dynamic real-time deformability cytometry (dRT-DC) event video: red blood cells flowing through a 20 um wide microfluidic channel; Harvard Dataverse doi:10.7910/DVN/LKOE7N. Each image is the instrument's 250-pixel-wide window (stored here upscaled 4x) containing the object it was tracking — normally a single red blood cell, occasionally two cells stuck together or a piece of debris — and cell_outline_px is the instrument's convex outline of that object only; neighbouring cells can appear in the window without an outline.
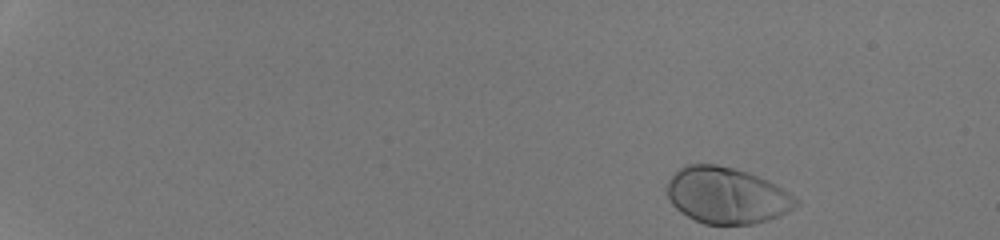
{"species": "human", "species_latin": "Homo sapiens", "temperature_condition": "room temperature", "stored_images_in_passage": 41, "camera_frame_rate_fps": 3000, "um_per_image_px": 0.085, "donor": {"sex": "male"}, "frame": {"image": 1, "passage_image": 1, "time_ms": 0.0, "image_size_px": [1000, 240], "cell_outline_px": [[800, 204], [788, 212], [768, 220], [752, 224], [704, 224], [680, 212], [672, 204], [668, 196], [668, 180], [680, 168], [688, 164], [716, 164], [748, 172], [768, 180], [788, 192], [800, 200]], "centroid_in_image_um": [61.8, 16.62], "position_along_channel_um": 23.2, "area_um2": 42.19}}
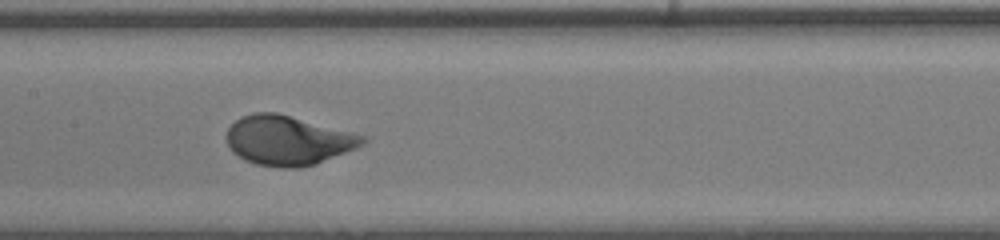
{"frame": {"image": 2, "passage_image": 24, "time_ms": 7.667, "image_size_px": [1000, 240], "cell_outline_px": [[368, 140], [364, 144], [356, 148], [316, 164], [296, 168], [280, 168], [256, 164], [244, 160], [232, 152], [224, 136], [228, 128], [240, 116], [252, 112], [276, 112], [368, 136]], "centroid_in_image_um": [24.46, 11.93], "position_along_channel_um": 182.9, "area_um2": 39.59}}
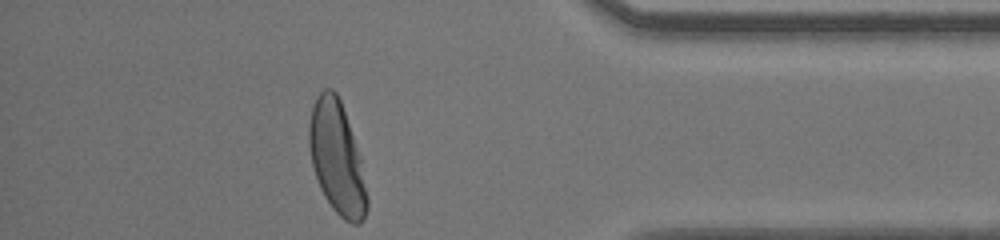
{"frame": {"image": 3, "passage_image": 41, "time_ms": 13.333, "image_size_px": [1000, 240], "cell_outline_px": [[368, 208], [360, 224], [352, 224], [344, 220], [332, 208], [324, 196], [320, 188], [312, 164], [308, 144], [308, 128], [312, 104], [316, 96], [324, 88], [332, 88], [336, 92], [340, 100], [360, 160], [368, 196]], "centroid_in_image_um": [28.61, 13.44], "position_along_channel_um": 406.6, "area_um2": 37.57}, "authors_computed_cell_mechanics": {"area_um2": 38.6104, "velocity_mm_per_s": 4.2739, "shape_relaxation_time_tau1_ms": 1.9436, "shape_relaxation_time_tau2_ms": null, "deformation_change_tau1": 0.1537, "deformation_change_tau2": null}}